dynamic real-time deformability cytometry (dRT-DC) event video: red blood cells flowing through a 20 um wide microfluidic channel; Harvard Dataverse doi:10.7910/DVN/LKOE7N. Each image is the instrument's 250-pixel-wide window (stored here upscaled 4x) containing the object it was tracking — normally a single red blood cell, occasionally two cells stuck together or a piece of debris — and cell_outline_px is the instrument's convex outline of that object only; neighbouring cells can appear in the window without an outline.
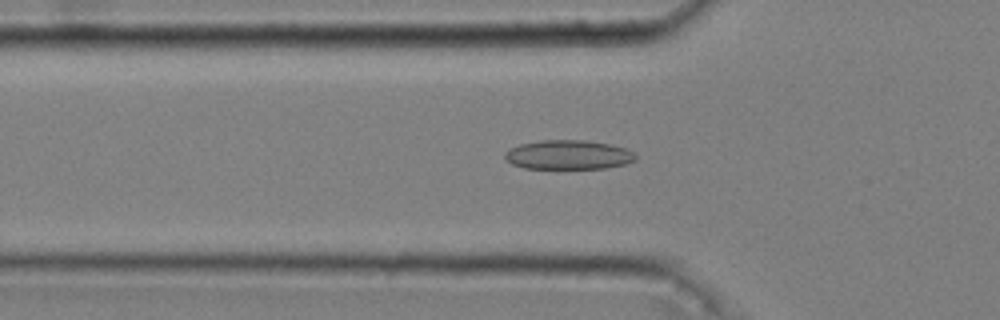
{"species": "common noctule bat (a hibernating species)", "species_latin": "Nyctalus noctula", "temperature_condition": "cold", "stored_images_in_passage": 53, "camera_frame_rate_fps": 3000, "um_per_image_px": 0.085, "animal": {"sex": "male", "body_mass_g": 20.4}, "frame": {"image": 1, "passage_image": 18, "time_ms": 5.667, "image_size_px": [1000, 320], "cell_outline_px": [[636, 160], [624, 164], [604, 168], [524, 168], [512, 164], [504, 160], [504, 152], [508, 148], [520, 144], [540, 140], [584, 140], [608, 144], [624, 148], [632, 152], [636, 156]], "centroid_in_image_um": [48.24, 13.15], "position_along_channel_um": 77.6, "area_um2": 22.25}}
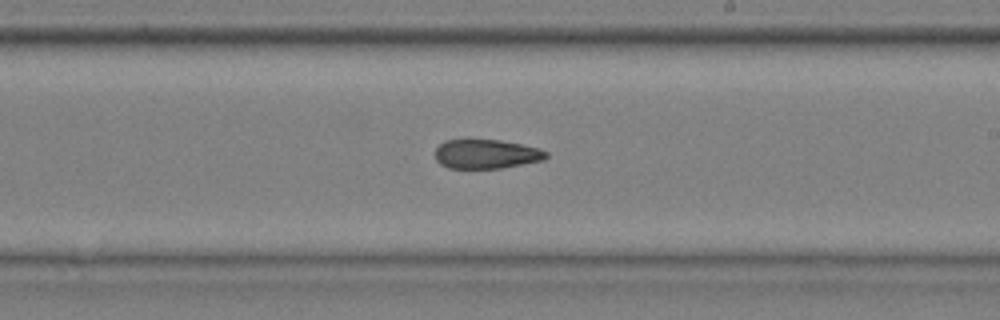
{"frame": {"image": 2, "passage_image": 32, "time_ms": 10.333, "image_size_px": [1000, 320], "cell_outline_px": [[548, 156], [544, 160], [500, 168], [448, 168], [440, 164], [436, 160], [436, 148], [444, 140], [500, 140], [540, 148], [548, 152]], "centroid_in_image_um": [41.34, 13.09], "position_along_channel_um": 247.7, "area_um2": 18.84}}
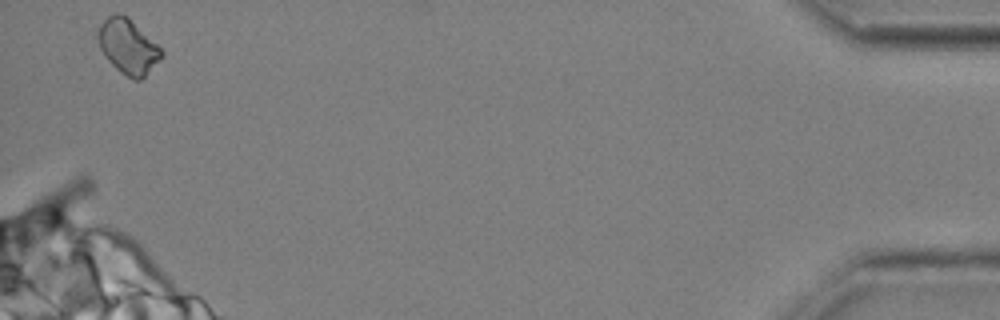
{"frame": {"image": 3, "passage_image": 52, "time_ms": 17.0, "image_size_px": [1000, 320], "cell_outline_px": [[164, 56], [140, 80], [132, 80], [120, 72], [108, 60], [100, 48], [100, 24], [108, 16], [116, 12], [124, 16], [156, 44], [164, 52]], "centroid_in_image_um": [10.9, 4.01], "position_along_channel_um": 424.3, "area_um2": 19.36}, "authors_computed_cell_mechanics": {"area_um2": 20.1144, "velocity_mm_per_s": 3.6415, "shape_relaxation_time_tau1_ms": null, "shape_relaxation_time_tau2_ms": 4.8571, "deformation_change_tau1": null, "deformation_change_tau2": 0.0967}}